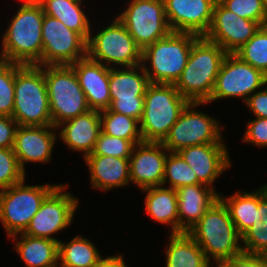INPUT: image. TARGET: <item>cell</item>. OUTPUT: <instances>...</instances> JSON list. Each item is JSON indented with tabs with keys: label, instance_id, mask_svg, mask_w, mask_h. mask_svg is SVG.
Here are the masks:
<instances>
[{
	"label": "cell",
	"instance_id": "1",
	"mask_svg": "<svg viewBox=\"0 0 267 267\" xmlns=\"http://www.w3.org/2000/svg\"><path fill=\"white\" fill-rule=\"evenodd\" d=\"M2 38L0 59L42 66L44 10L39 2L22 3Z\"/></svg>",
	"mask_w": 267,
	"mask_h": 267
},
{
	"label": "cell",
	"instance_id": "2",
	"mask_svg": "<svg viewBox=\"0 0 267 267\" xmlns=\"http://www.w3.org/2000/svg\"><path fill=\"white\" fill-rule=\"evenodd\" d=\"M227 54L218 44L199 37L192 44L186 67L174 84L180 95L188 102L207 103Z\"/></svg>",
	"mask_w": 267,
	"mask_h": 267
},
{
	"label": "cell",
	"instance_id": "3",
	"mask_svg": "<svg viewBox=\"0 0 267 267\" xmlns=\"http://www.w3.org/2000/svg\"><path fill=\"white\" fill-rule=\"evenodd\" d=\"M203 250L209 262H223L243 253L238 233L224 203L217 200L187 232ZM212 257V258H211Z\"/></svg>",
	"mask_w": 267,
	"mask_h": 267
},
{
	"label": "cell",
	"instance_id": "4",
	"mask_svg": "<svg viewBox=\"0 0 267 267\" xmlns=\"http://www.w3.org/2000/svg\"><path fill=\"white\" fill-rule=\"evenodd\" d=\"M12 118L20 126H52L44 66L23 65L14 80Z\"/></svg>",
	"mask_w": 267,
	"mask_h": 267
},
{
	"label": "cell",
	"instance_id": "5",
	"mask_svg": "<svg viewBox=\"0 0 267 267\" xmlns=\"http://www.w3.org/2000/svg\"><path fill=\"white\" fill-rule=\"evenodd\" d=\"M199 38L192 33L171 32L142 50L141 65L154 84H175L186 67L192 44ZM149 63V69L144 63Z\"/></svg>",
	"mask_w": 267,
	"mask_h": 267
},
{
	"label": "cell",
	"instance_id": "6",
	"mask_svg": "<svg viewBox=\"0 0 267 267\" xmlns=\"http://www.w3.org/2000/svg\"><path fill=\"white\" fill-rule=\"evenodd\" d=\"M188 103L174 84L151 83L144 95L139 121L143 141L162 142Z\"/></svg>",
	"mask_w": 267,
	"mask_h": 267
},
{
	"label": "cell",
	"instance_id": "7",
	"mask_svg": "<svg viewBox=\"0 0 267 267\" xmlns=\"http://www.w3.org/2000/svg\"><path fill=\"white\" fill-rule=\"evenodd\" d=\"M44 77L53 126L90 110L85 93L70 65H46Z\"/></svg>",
	"mask_w": 267,
	"mask_h": 267
},
{
	"label": "cell",
	"instance_id": "8",
	"mask_svg": "<svg viewBox=\"0 0 267 267\" xmlns=\"http://www.w3.org/2000/svg\"><path fill=\"white\" fill-rule=\"evenodd\" d=\"M24 181L0 190V220L9 238L24 233L44 199L58 186L26 185Z\"/></svg>",
	"mask_w": 267,
	"mask_h": 267
},
{
	"label": "cell",
	"instance_id": "9",
	"mask_svg": "<svg viewBox=\"0 0 267 267\" xmlns=\"http://www.w3.org/2000/svg\"><path fill=\"white\" fill-rule=\"evenodd\" d=\"M141 55L142 50L116 17L93 37L91 32L87 41V56L108 68L140 65Z\"/></svg>",
	"mask_w": 267,
	"mask_h": 267
},
{
	"label": "cell",
	"instance_id": "10",
	"mask_svg": "<svg viewBox=\"0 0 267 267\" xmlns=\"http://www.w3.org/2000/svg\"><path fill=\"white\" fill-rule=\"evenodd\" d=\"M206 103L189 102L182 110L176 123L171 127L168 135L161 142L169 152L202 145L224 143L219 122L208 114L198 111L199 105Z\"/></svg>",
	"mask_w": 267,
	"mask_h": 267
},
{
	"label": "cell",
	"instance_id": "11",
	"mask_svg": "<svg viewBox=\"0 0 267 267\" xmlns=\"http://www.w3.org/2000/svg\"><path fill=\"white\" fill-rule=\"evenodd\" d=\"M127 7L116 18L141 50L172 32L163 0H132Z\"/></svg>",
	"mask_w": 267,
	"mask_h": 267
},
{
	"label": "cell",
	"instance_id": "12",
	"mask_svg": "<svg viewBox=\"0 0 267 267\" xmlns=\"http://www.w3.org/2000/svg\"><path fill=\"white\" fill-rule=\"evenodd\" d=\"M150 84L141 64L125 69L109 68L111 103L108 109L140 121L144 109V95Z\"/></svg>",
	"mask_w": 267,
	"mask_h": 267
},
{
	"label": "cell",
	"instance_id": "13",
	"mask_svg": "<svg viewBox=\"0 0 267 267\" xmlns=\"http://www.w3.org/2000/svg\"><path fill=\"white\" fill-rule=\"evenodd\" d=\"M267 76L235 54H227L221 64L209 102L223 98L246 100L259 88L266 87Z\"/></svg>",
	"mask_w": 267,
	"mask_h": 267
},
{
	"label": "cell",
	"instance_id": "14",
	"mask_svg": "<svg viewBox=\"0 0 267 267\" xmlns=\"http://www.w3.org/2000/svg\"><path fill=\"white\" fill-rule=\"evenodd\" d=\"M67 185L59 184L42 202L38 212L33 216L24 234L60 240L51 235L66 229L73 221L79 200L69 192H64ZM64 192V193H63Z\"/></svg>",
	"mask_w": 267,
	"mask_h": 267
},
{
	"label": "cell",
	"instance_id": "15",
	"mask_svg": "<svg viewBox=\"0 0 267 267\" xmlns=\"http://www.w3.org/2000/svg\"><path fill=\"white\" fill-rule=\"evenodd\" d=\"M42 42V66L71 65L87 56V41L58 19L45 14Z\"/></svg>",
	"mask_w": 267,
	"mask_h": 267
},
{
	"label": "cell",
	"instance_id": "16",
	"mask_svg": "<svg viewBox=\"0 0 267 267\" xmlns=\"http://www.w3.org/2000/svg\"><path fill=\"white\" fill-rule=\"evenodd\" d=\"M260 27L258 22L235 15L217 0L213 8L211 25L204 38L218 44L228 54H234Z\"/></svg>",
	"mask_w": 267,
	"mask_h": 267
},
{
	"label": "cell",
	"instance_id": "17",
	"mask_svg": "<svg viewBox=\"0 0 267 267\" xmlns=\"http://www.w3.org/2000/svg\"><path fill=\"white\" fill-rule=\"evenodd\" d=\"M172 32L204 37L208 31L217 0H163Z\"/></svg>",
	"mask_w": 267,
	"mask_h": 267
},
{
	"label": "cell",
	"instance_id": "18",
	"mask_svg": "<svg viewBox=\"0 0 267 267\" xmlns=\"http://www.w3.org/2000/svg\"><path fill=\"white\" fill-rule=\"evenodd\" d=\"M168 153L161 142L135 144L129 158L130 182L139 189L161 186Z\"/></svg>",
	"mask_w": 267,
	"mask_h": 267
},
{
	"label": "cell",
	"instance_id": "19",
	"mask_svg": "<svg viewBox=\"0 0 267 267\" xmlns=\"http://www.w3.org/2000/svg\"><path fill=\"white\" fill-rule=\"evenodd\" d=\"M178 153L193 169L198 180L211 188H214L219 175L232 166L225 143L189 146Z\"/></svg>",
	"mask_w": 267,
	"mask_h": 267
},
{
	"label": "cell",
	"instance_id": "20",
	"mask_svg": "<svg viewBox=\"0 0 267 267\" xmlns=\"http://www.w3.org/2000/svg\"><path fill=\"white\" fill-rule=\"evenodd\" d=\"M55 126H18L13 145L20 167L26 162L44 163L51 160L56 141Z\"/></svg>",
	"mask_w": 267,
	"mask_h": 267
},
{
	"label": "cell",
	"instance_id": "21",
	"mask_svg": "<svg viewBox=\"0 0 267 267\" xmlns=\"http://www.w3.org/2000/svg\"><path fill=\"white\" fill-rule=\"evenodd\" d=\"M77 76L80 87L85 93L91 110L102 111L109 108V68L88 56L70 65Z\"/></svg>",
	"mask_w": 267,
	"mask_h": 267
},
{
	"label": "cell",
	"instance_id": "22",
	"mask_svg": "<svg viewBox=\"0 0 267 267\" xmlns=\"http://www.w3.org/2000/svg\"><path fill=\"white\" fill-rule=\"evenodd\" d=\"M178 202L179 233L188 232L219 200L215 188L205 184L187 185L176 189Z\"/></svg>",
	"mask_w": 267,
	"mask_h": 267
},
{
	"label": "cell",
	"instance_id": "23",
	"mask_svg": "<svg viewBox=\"0 0 267 267\" xmlns=\"http://www.w3.org/2000/svg\"><path fill=\"white\" fill-rule=\"evenodd\" d=\"M59 127H61L59 137L62 138L63 143L71 150L83 152L85 158L93 152L101 132L100 111L90 109L63 122L57 126Z\"/></svg>",
	"mask_w": 267,
	"mask_h": 267
},
{
	"label": "cell",
	"instance_id": "24",
	"mask_svg": "<svg viewBox=\"0 0 267 267\" xmlns=\"http://www.w3.org/2000/svg\"><path fill=\"white\" fill-rule=\"evenodd\" d=\"M90 170L93 188L109 191L130 184L129 158L88 155L84 158Z\"/></svg>",
	"mask_w": 267,
	"mask_h": 267
},
{
	"label": "cell",
	"instance_id": "25",
	"mask_svg": "<svg viewBox=\"0 0 267 267\" xmlns=\"http://www.w3.org/2000/svg\"><path fill=\"white\" fill-rule=\"evenodd\" d=\"M146 192V213L155 221L170 224L171 233H179V217L177 191L164 186H154L141 189Z\"/></svg>",
	"mask_w": 267,
	"mask_h": 267
},
{
	"label": "cell",
	"instance_id": "26",
	"mask_svg": "<svg viewBox=\"0 0 267 267\" xmlns=\"http://www.w3.org/2000/svg\"><path fill=\"white\" fill-rule=\"evenodd\" d=\"M14 248L25 267H58L59 242L53 239L31 237L24 233Z\"/></svg>",
	"mask_w": 267,
	"mask_h": 267
},
{
	"label": "cell",
	"instance_id": "27",
	"mask_svg": "<svg viewBox=\"0 0 267 267\" xmlns=\"http://www.w3.org/2000/svg\"><path fill=\"white\" fill-rule=\"evenodd\" d=\"M44 14L62 22L86 41L91 34L90 19L81 8L82 0H39Z\"/></svg>",
	"mask_w": 267,
	"mask_h": 267
},
{
	"label": "cell",
	"instance_id": "28",
	"mask_svg": "<svg viewBox=\"0 0 267 267\" xmlns=\"http://www.w3.org/2000/svg\"><path fill=\"white\" fill-rule=\"evenodd\" d=\"M166 251V267H206L203 250L187 233H172Z\"/></svg>",
	"mask_w": 267,
	"mask_h": 267
},
{
	"label": "cell",
	"instance_id": "29",
	"mask_svg": "<svg viewBox=\"0 0 267 267\" xmlns=\"http://www.w3.org/2000/svg\"><path fill=\"white\" fill-rule=\"evenodd\" d=\"M91 240L82 236L70 242L59 241L58 267H94L103 257Z\"/></svg>",
	"mask_w": 267,
	"mask_h": 267
},
{
	"label": "cell",
	"instance_id": "30",
	"mask_svg": "<svg viewBox=\"0 0 267 267\" xmlns=\"http://www.w3.org/2000/svg\"><path fill=\"white\" fill-rule=\"evenodd\" d=\"M243 253L267 256V184L259 188V205L252 226L241 236Z\"/></svg>",
	"mask_w": 267,
	"mask_h": 267
},
{
	"label": "cell",
	"instance_id": "31",
	"mask_svg": "<svg viewBox=\"0 0 267 267\" xmlns=\"http://www.w3.org/2000/svg\"><path fill=\"white\" fill-rule=\"evenodd\" d=\"M219 199L227 207L231 220L242 236L255 220V208L259 205V189L253 192L240 191L226 198L219 194Z\"/></svg>",
	"mask_w": 267,
	"mask_h": 267
},
{
	"label": "cell",
	"instance_id": "32",
	"mask_svg": "<svg viewBox=\"0 0 267 267\" xmlns=\"http://www.w3.org/2000/svg\"><path fill=\"white\" fill-rule=\"evenodd\" d=\"M101 132L130 140L134 145L143 142L139 121L133 117L110 111H100Z\"/></svg>",
	"mask_w": 267,
	"mask_h": 267
},
{
	"label": "cell",
	"instance_id": "33",
	"mask_svg": "<svg viewBox=\"0 0 267 267\" xmlns=\"http://www.w3.org/2000/svg\"><path fill=\"white\" fill-rule=\"evenodd\" d=\"M166 182L175 190L187 185L202 184L178 152H169L167 155L162 186Z\"/></svg>",
	"mask_w": 267,
	"mask_h": 267
},
{
	"label": "cell",
	"instance_id": "34",
	"mask_svg": "<svg viewBox=\"0 0 267 267\" xmlns=\"http://www.w3.org/2000/svg\"><path fill=\"white\" fill-rule=\"evenodd\" d=\"M234 54L267 76V25L261 26L254 36Z\"/></svg>",
	"mask_w": 267,
	"mask_h": 267
},
{
	"label": "cell",
	"instance_id": "35",
	"mask_svg": "<svg viewBox=\"0 0 267 267\" xmlns=\"http://www.w3.org/2000/svg\"><path fill=\"white\" fill-rule=\"evenodd\" d=\"M22 64L0 59V115L11 116L14 110L15 73Z\"/></svg>",
	"mask_w": 267,
	"mask_h": 267
},
{
	"label": "cell",
	"instance_id": "36",
	"mask_svg": "<svg viewBox=\"0 0 267 267\" xmlns=\"http://www.w3.org/2000/svg\"><path fill=\"white\" fill-rule=\"evenodd\" d=\"M227 10L235 15L267 25L265 0H218Z\"/></svg>",
	"mask_w": 267,
	"mask_h": 267
},
{
	"label": "cell",
	"instance_id": "37",
	"mask_svg": "<svg viewBox=\"0 0 267 267\" xmlns=\"http://www.w3.org/2000/svg\"><path fill=\"white\" fill-rule=\"evenodd\" d=\"M25 171L20 167L13 148H0V190L20 183Z\"/></svg>",
	"mask_w": 267,
	"mask_h": 267
},
{
	"label": "cell",
	"instance_id": "38",
	"mask_svg": "<svg viewBox=\"0 0 267 267\" xmlns=\"http://www.w3.org/2000/svg\"><path fill=\"white\" fill-rule=\"evenodd\" d=\"M134 144L130 140L106 135L100 132L93 152L90 155L114 156L118 158H130Z\"/></svg>",
	"mask_w": 267,
	"mask_h": 267
},
{
	"label": "cell",
	"instance_id": "39",
	"mask_svg": "<svg viewBox=\"0 0 267 267\" xmlns=\"http://www.w3.org/2000/svg\"><path fill=\"white\" fill-rule=\"evenodd\" d=\"M243 141L259 147H267V119L256 117L248 122Z\"/></svg>",
	"mask_w": 267,
	"mask_h": 267
},
{
	"label": "cell",
	"instance_id": "40",
	"mask_svg": "<svg viewBox=\"0 0 267 267\" xmlns=\"http://www.w3.org/2000/svg\"><path fill=\"white\" fill-rule=\"evenodd\" d=\"M18 126L11 116L0 115V148H13Z\"/></svg>",
	"mask_w": 267,
	"mask_h": 267
},
{
	"label": "cell",
	"instance_id": "41",
	"mask_svg": "<svg viewBox=\"0 0 267 267\" xmlns=\"http://www.w3.org/2000/svg\"><path fill=\"white\" fill-rule=\"evenodd\" d=\"M223 263L227 267H267V256L242 253Z\"/></svg>",
	"mask_w": 267,
	"mask_h": 267
},
{
	"label": "cell",
	"instance_id": "42",
	"mask_svg": "<svg viewBox=\"0 0 267 267\" xmlns=\"http://www.w3.org/2000/svg\"><path fill=\"white\" fill-rule=\"evenodd\" d=\"M245 103L255 117L267 119V88L254 92Z\"/></svg>",
	"mask_w": 267,
	"mask_h": 267
},
{
	"label": "cell",
	"instance_id": "43",
	"mask_svg": "<svg viewBox=\"0 0 267 267\" xmlns=\"http://www.w3.org/2000/svg\"><path fill=\"white\" fill-rule=\"evenodd\" d=\"M94 267H127L123 255L102 258Z\"/></svg>",
	"mask_w": 267,
	"mask_h": 267
},
{
	"label": "cell",
	"instance_id": "44",
	"mask_svg": "<svg viewBox=\"0 0 267 267\" xmlns=\"http://www.w3.org/2000/svg\"><path fill=\"white\" fill-rule=\"evenodd\" d=\"M216 267H227L223 262H214ZM211 262H209L206 267H210Z\"/></svg>",
	"mask_w": 267,
	"mask_h": 267
},
{
	"label": "cell",
	"instance_id": "45",
	"mask_svg": "<svg viewBox=\"0 0 267 267\" xmlns=\"http://www.w3.org/2000/svg\"><path fill=\"white\" fill-rule=\"evenodd\" d=\"M39 0H24V3L38 2Z\"/></svg>",
	"mask_w": 267,
	"mask_h": 267
}]
</instances>
